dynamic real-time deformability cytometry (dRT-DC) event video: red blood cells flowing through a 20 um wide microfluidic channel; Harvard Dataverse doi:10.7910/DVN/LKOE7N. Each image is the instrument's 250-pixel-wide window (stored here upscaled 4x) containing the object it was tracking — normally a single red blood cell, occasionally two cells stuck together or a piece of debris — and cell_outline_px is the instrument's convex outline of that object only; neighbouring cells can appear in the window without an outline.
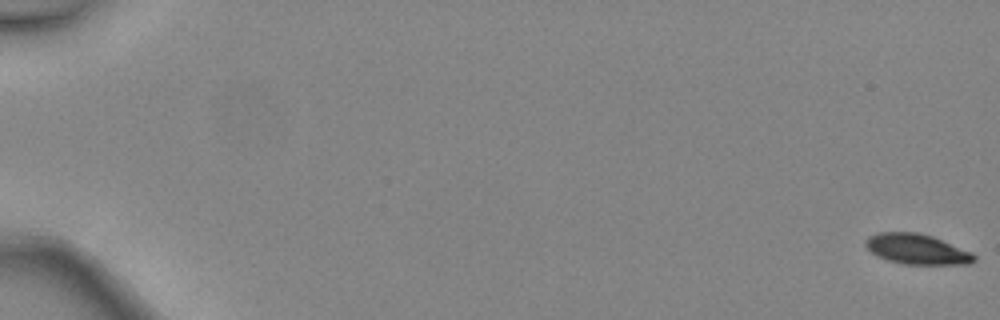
{"species": "common noctule bat (a hibernating species)", "species_latin": "Nyctalus noctula", "temperature_condition": "warm", "stored_images_in_passage": 48, "camera_frame_rate_fps": 3000, "um_per_image_px": 0.085, "animal": {"sex": "female", "body_mass_g": 24.6, "forearm_length_mm": 56.2}, "frame": {"image": 1, "passage_image": 1, "time_ms": 0.0, "image_size_px": [1000, 320], "cell_outline_px": [[976, 260], [968, 264], [904, 264], [888, 260], [872, 252], [864, 244], [864, 240], [868, 236], [880, 232], [916, 232], [932, 236], [972, 252], [976, 256]], "centroid_in_image_um": [77.94, 21.17], "position_along_channel_um": 7.1, "area_um2": 19.02}}
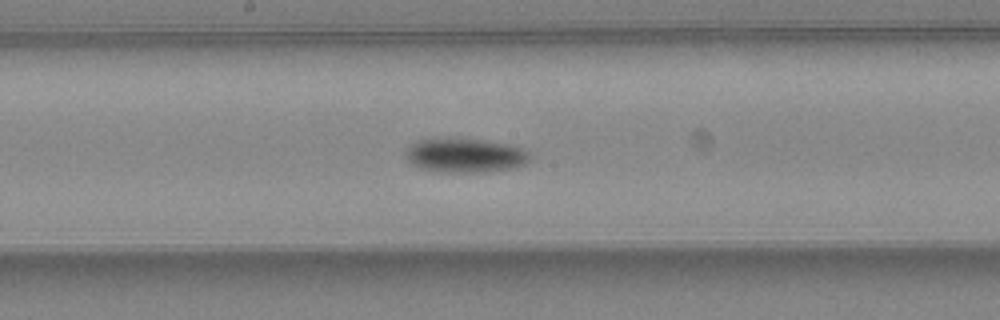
{"frame": {"image": 2, "passage_image": 28, "time_ms": 9.0, "image_size_px": [1000, 320], "cell_outline_px": [[528, 160], [524, 164], [512, 168], [488, 172], [436, 172], [420, 168], [412, 164], [408, 160], [404, 152], [404, 148], [416, 140], [452, 136], [484, 140], [508, 144], [520, 148], [528, 152]], "centroid_in_image_um": [39.43, 13.18], "position_along_channel_um": 208.8, "area_um2": 25.37}}
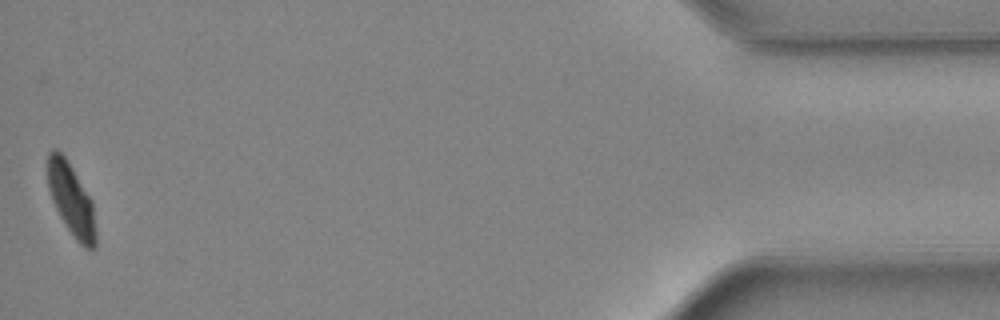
{"frame": {"image": 3, "passage_image": 48, "time_ms": 15.667, "image_size_px": [1000, 320], "cell_outline_px": [[96, 248], [84, 248], [76, 240], [60, 216], [52, 200], [48, 188], [48, 152], [52, 148], [56, 148], [64, 156], [72, 168], [92, 200], [96, 232]], "centroid_in_image_um": [6.06, 16.97], "position_along_channel_um": 429.1, "area_um2": 20.0}, "authors_computed_cell_mechanics": {"area_um2": 21.1837, "velocity_mm_per_s": 4.5231, "shape_relaxation_time_tau1_ms": 2.2887, "shape_relaxation_time_tau2_ms": null, "deformation_change_tau1": 0.1253, "deformation_change_tau2": null}}